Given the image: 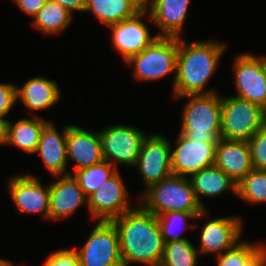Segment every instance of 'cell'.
I'll return each instance as SVG.
<instances>
[{"label": "cell", "instance_id": "cell-1", "mask_svg": "<svg viewBox=\"0 0 266 266\" xmlns=\"http://www.w3.org/2000/svg\"><path fill=\"white\" fill-rule=\"evenodd\" d=\"M112 222L118 230L123 266L131 262L160 265L165 242L156 215L140 204Z\"/></svg>", "mask_w": 266, "mask_h": 266}, {"label": "cell", "instance_id": "cell-2", "mask_svg": "<svg viewBox=\"0 0 266 266\" xmlns=\"http://www.w3.org/2000/svg\"><path fill=\"white\" fill-rule=\"evenodd\" d=\"M224 49L225 44L218 42L186 44L179 37L176 76L173 85L175 98L215 93L212 90L205 91L204 87L217 67Z\"/></svg>", "mask_w": 266, "mask_h": 266}, {"label": "cell", "instance_id": "cell-3", "mask_svg": "<svg viewBox=\"0 0 266 266\" xmlns=\"http://www.w3.org/2000/svg\"><path fill=\"white\" fill-rule=\"evenodd\" d=\"M180 133L202 142H217L221 133L222 98L218 94L185 95Z\"/></svg>", "mask_w": 266, "mask_h": 266}, {"label": "cell", "instance_id": "cell-4", "mask_svg": "<svg viewBox=\"0 0 266 266\" xmlns=\"http://www.w3.org/2000/svg\"><path fill=\"white\" fill-rule=\"evenodd\" d=\"M142 194L141 205L156 216L169 211L202 213L205 210L195 197L190 179L180 175L171 174Z\"/></svg>", "mask_w": 266, "mask_h": 266}, {"label": "cell", "instance_id": "cell-5", "mask_svg": "<svg viewBox=\"0 0 266 266\" xmlns=\"http://www.w3.org/2000/svg\"><path fill=\"white\" fill-rule=\"evenodd\" d=\"M266 124V110L240 97L222 98L220 138L249 141Z\"/></svg>", "mask_w": 266, "mask_h": 266}, {"label": "cell", "instance_id": "cell-6", "mask_svg": "<svg viewBox=\"0 0 266 266\" xmlns=\"http://www.w3.org/2000/svg\"><path fill=\"white\" fill-rule=\"evenodd\" d=\"M177 54V37L158 36L148 47L126 62L134 65L137 79L157 80L176 70Z\"/></svg>", "mask_w": 266, "mask_h": 266}, {"label": "cell", "instance_id": "cell-7", "mask_svg": "<svg viewBox=\"0 0 266 266\" xmlns=\"http://www.w3.org/2000/svg\"><path fill=\"white\" fill-rule=\"evenodd\" d=\"M77 253L81 266H123L119 234L112 221H99Z\"/></svg>", "mask_w": 266, "mask_h": 266}, {"label": "cell", "instance_id": "cell-8", "mask_svg": "<svg viewBox=\"0 0 266 266\" xmlns=\"http://www.w3.org/2000/svg\"><path fill=\"white\" fill-rule=\"evenodd\" d=\"M102 142L104 160L124 163L133 166L136 164L141 145L146 137L144 133L129 125H113L99 132Z\"/></svg>", "mask_w": 266, "mask_h": 266}, {"label": "cell", "instance_id": "cell-9", "mask_svg": "<svg viewBox=\"0 0 266 266\" xmlns=\"http://www.w3.org/2000/svg\"><path fill=\"white\" fill-rule=\"evenodd\" d=\"M234 73L237 97L258 104L266 110L265 56L256 57L246 53L238 56Z\"/></svg>", "mask_w": 266, "mask_h": 266}, {"label": "cell", "instance_id": "cell-10", "mask_svg": "<svg viewBox=\"0 0 266 266\" xmlns=\"http://www.w3.org/2000/svg\"><path fill=\"white\" fill-rule=\"evenodd\" d=\"M171 146L161 135L146 136L142 142L136 164L146 190L172 174Z\"/></svg>", "mask_w": 266, "mask_h": 266}, {"label": "cell", "instance_id": "cell-11", "mask_svg": "<svg viewBox=\"0 0 266 266\" xmlns=\"http://www.w3.org/2000/svg\"><path fill=\"white\" fill-rule=\"evenodd\" d=\"M126 187L119 172L116 171L104 182L88 199V208L91 216L99 221H112L125 212L131 210L127 201Z\"/></svg>", "mask_w": 266, "mask_h": 266}, {"label": "cell", "instance_id": "cell-12", "mask_svg": "<svg viewBox=\"0 0 266 266\" xmlns=\"http://www.w3.org/2000/svg\"><path fill=\"white\" fill-rule=\"evenodd\" d=\"M177 143L178 146L171 151L172 174L191 177L202 168L214 165L217 142L192 140L180 133Z\"/></svg>", "mask_w": 266, "mask_h": 266}, {"label": "cell", "instance_id": "cell-13", "mask_svg": "<svg viewBox=\"0 0 266 266\" xmlns=\"http://www.w3.org/2000/svg\"><path fill=\"white\" fill-rule=\"evenodd\" d=\"M146 9L147 7H144L133 17L109 26L113 30L112 43L125 61L139 54L158 37H151L146 24L140 20V17L148 12Z\"/></svg>", "mask_w": 266, "mask_h": 266}, {"label": "cell", "instance_id": "cell-14", "mask_svg": "<svg viewBox=\"0 0 266 266\" xmlns=\"http://www.w3.org/2000/svg\"><path fill=\"white\" fill-rule=\"evenodd\" d=\"M9 193L20 213H41L49 218V185L42 187L31 175H18L8 181Z\"/></svg>", "mask_w": 266, "mask_h": 266}, {"label": "cell", "instance_id": "cell-15", "mask_svg": "<svg viewBox=\"0 0 266 266\" xmlns=\"http://www.w3.org/2000/svg\"><path fill=\"white\" fill-rule=\"evenodd\" d=\"M214 165L222 169L236 184L253 169L248 141L219 138Z\"/></svg>", "mask_w": 266, "mask_h": 266}, {"label": "cell", "instance_id": "cell-16", "mask_svg": "<svg viewBox=\"0 0 266 266\" xmlns=\"http://www.w3.org/2000/svg\"><path fill=\"white\" fill-rule=\"evenodd\" d=\"M241 220L224 217L210 220L202 229L199 252H217V256L233 248L242 232Z\"/></svg>", "mask_w": 266, "mask_h": 266}, {"label": "cell", "instance_id": "cell-17", "mask_svg": "<svg viewBox=\"0 0 266 266\" xmlns=\"http://www.w3.org/2000/svg\"><path fill=\"white\" fill-rule=\"evenodd\" d=\"M66 152L67 159L76 162V171L104 160L99 132L92 133L74 125L68 127Z\"/></svg>", "mask_w": 266, "mask_h": 266}, {"label": "cell", "instance_id": "cell-18", "mask_svg": "<svg viewBox=\"0 0 266 266\" xmlns=\"http://www.w3.org/2000/svg\"><path fill=\"white\" fill-rule=\"evenodd\" d=\"M84 203L88 199L73 174L62 175L49 185V219L65 218Z\"/></svg>", "mask_w": 266, "mask_h": 266}, {"label": "cell", "instance_id": "cell-19", "mask_svg": "<svg viewBox=\"0 0 266 266\" xmlns=\"http://www.w3.org/2000/svg\"><path fill=\"white\" fill-rule=\"evenodd\" d=\"M190 0H145L149 6L150 20L161 29L158 36L177 37L185 22Z\"/></svg>", "mask_w": 266, "mask_h": 266}, {"label": "cell", "instance_id": "cell-20", "mask_svg": "<svg viewBox=\"0 0 266 266\" xmlns=\"http://www.w3.org/2000/svg\"><path fill=\"white\" fill-rule=\"evenodd\" d=\"M69 126L64 128L61 135L53 123L48 122L41 131L39 145L35 151L40 153L45 166L55 176L62 173L64 175L69 174V172L65 173L67 166L66 141Z\"/></svg>", "mask_w": 266, "mask_h": 266}, {"label": "cell", "instance_id": "cell-21", "mask_svg": "<svg viewBox=\"0 0 266 266\" xmlns=\"http://www.w3.org/2000/svg\"><path fill=\"white\" fill-rule=\"evenodd\" d=\"M17 98L29 110H42L55 105L60 99V91L55 81L44 77L29 79L21 88L17 87Z\"/></svg>", "mask_w": 266, "mask_h": 266}, {"label": "cell", "instance_id": "cell-22", "mask_svg": "<svg viewBox=\"0 0 266 266\" xmlns=\"http://www.w3.org/2000/svg\"><path fill=\"white\" fill-rule=\"evenodd\" d=\"M145 0H86L85 11H92L107 26L136 15L144 7Z\"/></svg>", "mask_w": 266, "mask_h": 266}, {"label": "cell", "instance_id": "cell-23", "mask_svg": "<svg viewBox=\"0 0 266 266\" xmlns=\"http://www.w3.org/2000/svg\"><path fill=\"white\" fill-rule=\"evenodd\" d=\"M48 122L39 117L20 119L13 125L7 121L5 144L14 145L27 153H35L41 131Z\"/></svg>", "mask_w": 266, "mask_h": 266}, {"label": "cell", "instance_id": "cell-24", "mask_svg": "<svg viewBox=\"0 0 266 266\" xmlns=\"http://www.w3.org/2000/svg\"><path fill=\"white\" fill-rule=\"evenodd\" d=\"M195 197L199 204L204 208L201 196H217L232 189L236 193V183L219 167L212 165L202 168L190 178Z\"/></svg>", "mask_w": 266, "mask_h": 266}, {"label": "cell", "instance_id": "cell-25", "mask_svg": "<svg viewBox=\"0 0 266 266\" xmlns=\"http://www.w3.org/2000/svg\"><path fill=\"white\" fill-rule=\"evenodd\" d=\"M72 14L59 4L46 1L34 16L33 26L45 34L61 33L71 22Z\"/></svg>", "mask_w": 266, "mask_h": 266}, {"label": "cell", "instance_id": "cell-26", "mask_svg": "<svg viewBox=\"0 0 266 266\" xmlns=\"http://www.w3.org/2000/svg\"><path fill=\"white\" fill-rule=\"evenodd\" d=\"M111 166L110 163L103 160L93 166L75 171L73 177L76 179L87 198L117 171L115 166L114 168Z\"/></svg>", "mask_w": 266, "mask_h": 266}, {"label": "cell", "instance_id": "cell-27", "mask_svg": "<svg viewBox=\"0 0 266 266\" xmlns=\"http://www.w3.org/2000/svg\"><path fill=\"white\" fill-rule=\"evenodd\" d=\"M197 253L188 239L165 242L159 266H196Z\"/></svg>", "mask_w": 266, "mask_h": 266}, {"label": "cell", "instance_id": "cell-28", "mask_svg": "<svg viewBox=\"0 0 266 266\" xmlns=\"http://www.w3.org/2000/svg\"><path fill=\"white\" fill-rule=\"evenodd\" d=\"M236 194L245 201L266 202V170L252 169L236 184Z\"/></svg>", "mask_w": 266, "mask_h": 266}, {"label": "cell", "instance_id": "cell-29", "mask_svg": "<svg viewBox=\"0 0 266 266\" xmlns=\"http://www.w3.org/2000/svg\"><path fill=\"white\" fill-rule=\"evenodd\" d=\"M206 211V209L202 213L169 211L156 216L164 242H174L186 239L177 234L176 229H178V226L182 222L185 223L188 218L195 219L206 216Z\"/></svg>", "mask_w": 266, "mask_h": 266}, {"label": "cell", "instance_id": "cell-30", "mask_svg": "<svg viewBox=\"0 0 266 266\" xmlns=\"http://www.w3.org/2000/svg\"><path fill=\"white\" fill-rule=\"evenodd\" d=\"M261 246L240 241L230 250L218 255V266H243Z\"/></svg>", "mask_w": 266, "mask_h": 266}, {"label": "cell", "instance_id": "cell-31", "mask_svg": "<svg viewBox=\"0 0 266 266\" xmlns=\"http://www.w3.org/2000/svg\"><path fill=\"white\" fill-rule=\"evenodd\" d=\"M253 169L266 170V124L248 141Z\"/></svg>", "mask_w": 266, "mask_h": 266}, {"label": "cell", "instance_id": "cell-32", "mask_svg": "<svg viewBox=\"0 0 266 266\" xmlns=\"http://www.w3.org/2000/svg\"><path fill=\"white\" fill-rule=\"evenodd\" d=\"M44 266H81L77 250H60L52 253Z\"/></svg>", "mask_w": 266, "mask_h": 266}, {"label": "cell", "instance_id": "cell-33", "mask_svg": "<svg viewBox=\"0 0 266 266\" xmlns=\"http://www.w3.org/2000/svg\"><path fill=\"white\" fill-rule=\"evenodd\" d=\"M17 99V87L13 84L0 83V119L9 113Z\"/></svg>", "mask_w": 266, "mask_h": 266}, {"label": "cell", "instance_id": "cell-34", "mask_svg": "<svg viewBox=\"0 0 266 266\" xmlns=\"http://www.w3.org/2000/svg\"><path fill=\"white\" fill-rule=\"evenodd\" d=\"M18 7L30 16H35L47 0H13Z\"/></svg>", "mask_w": 266, "mask_h": 266}, {"label": "cell", "instance_id": "cell-35", "mask_svg": "<svg viewBox=\"0 0 266 266\" xmlns=\"http://www.w3.org/2000/svg\"><path fill=\"white\" fill-rule=\"evenodd\" d=\"M55 2L72 14V11H85L86 0H48Z\"/></svg>", "mask_w": 266, "mask_h": 266}, {"label": "cell", "instance_id": "cell-36", "mask_svg": "<svg viewBox=\"0 0 266 266\" xmlns=\"http://www.w3.org/2000/svg\"><path fill=\"white\" fill-rule=\"evenodd\" d=\"M243 266H266V246L262 245Z\"/></svg>", "mask_w": 266, "mask_h": 266}, {"label": "cell", "instance_id": "cell-37", "mask_svg": "<svg viewBox=\"0 0 266 266\" xmlns=\"http://www.w3.org/2000/svg\"><path fill=\"white\" fill-rule=\"evenodd\" d=\"M8 120L0 119V143L6 142V122Z\"/></svg>", "mask_w": 266, "mask_h": 266}, {"label": "cell", "instance_id": "cell-38", "mask_svg": "<svg viewBox=\"0 0 266 266\" xmlns=\"http://www.w3.org/2000/svg\"><path fill=\"white\" fill-rule=\"evenodd\" d=\"M0 266H14L11 262L0 259Z\"/></svg>", "mask_w": 266, "mask_h": 266}]
</instances>
